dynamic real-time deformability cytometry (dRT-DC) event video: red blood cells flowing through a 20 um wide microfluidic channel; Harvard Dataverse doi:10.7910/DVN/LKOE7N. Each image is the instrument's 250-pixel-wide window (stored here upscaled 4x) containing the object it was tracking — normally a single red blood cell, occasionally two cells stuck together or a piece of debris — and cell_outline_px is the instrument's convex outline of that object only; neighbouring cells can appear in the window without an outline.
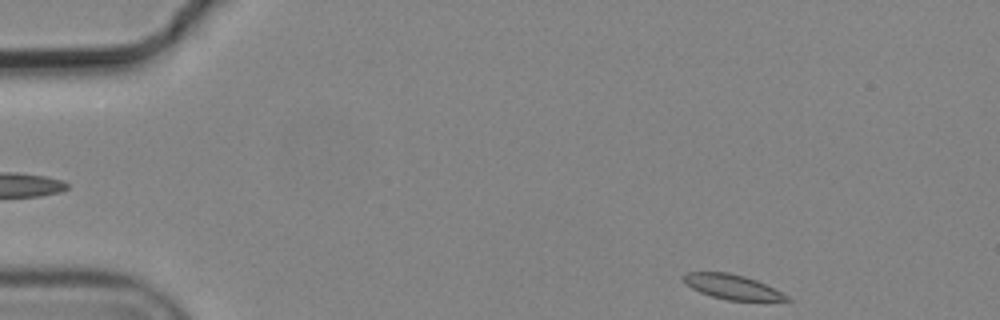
{"species": "common noctule bat (a hibernating species)", "species_latin": "Nyctalus noctula", "temperature_condition": "cold", "stored_images_in_passage": 6, "camera_frame_rate_fps": 3000, "um_per_image_px": 0.085, "animal": {"sex": "male", "body_mass_g": 19.2, "forearm_length_mm": 51.8}, "frame": {"image": 1, "passage_image": 6, "time_ms": 1.667, "image_size_px": [1000, 320], "cell_outline_px": [[792, 300], [728, 300], [712, 296], [700, 292], [692, 288], [684, 280], [684, 276], [688, 272], [728, 272], [744, 276], [756, 280], [788, 296]], "centroid_in_image_um": [62.22, 24.37], "position_along_channel_um": 22.8, "area_um2": 14.33}}